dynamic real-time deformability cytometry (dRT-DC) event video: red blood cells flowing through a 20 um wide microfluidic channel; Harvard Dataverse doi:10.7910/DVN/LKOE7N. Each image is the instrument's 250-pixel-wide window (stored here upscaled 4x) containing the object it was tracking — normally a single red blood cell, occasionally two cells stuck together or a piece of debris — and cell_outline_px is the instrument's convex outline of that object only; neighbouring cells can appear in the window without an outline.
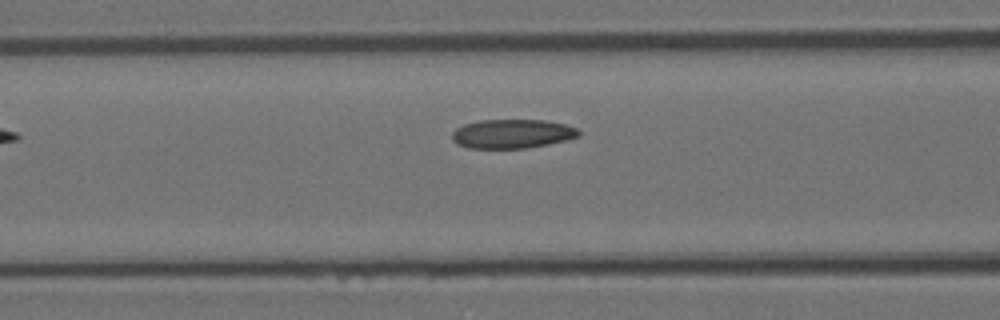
{"species": "Egyptian fruit bat (a non-hibernating species)", "species_latin": "Rousettus aegyptiacus", "temperature_condition": "room temperature", "stored_images_in_passage": 5, "camera_frame_rate_fps": 3000, "um_per_image_px": 0.085, "animal": {"sex": "female"}, "frame": {"image": 1, "passage_image": 5, "time_ms": 1.333, "image_size_px": [1000, 320], "cell_outline_px": [[580, 136], [548, 144], [524, 148], [468, 148], [456, 144], [452, 140], [452, 132], [456, 128], [464, 124], [480, 120], [544, 120], [564, 124], [576, 128], [580, 132]], "centroid_in_image_um": [43.5, 11.37], "position_along_channel_um": 123.1, "area_um2": 21.39}}